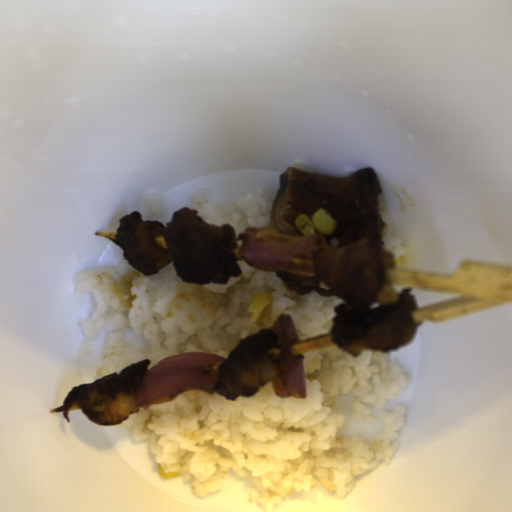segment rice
I'll return each mask as SVG.
<instances>
[{"label": "rice", "mask_w": 512, "mask_h": 512, "mask_svg": "<svg viewBox=\"0 0 512 512\" xmlns=\"http://www.w3.org/2000/svg\"><path fill=\"white\" fill-rule=\"evenodd\" d=\"M236 262L240 275L226 284L184 283L174 261L153 275L136 269L125 256L117 265L83 269L75 275L74 291L90 292L95 309L81 323L77 360L85 359L99 330L105 332V346L98 379L119 375L144 359L150 361L149 371L176 354L211 353L226 360L243 340L271 329L282 314L290 315L300 341L331 336L343 297L298 294L276 270ZM255 289L270 292L272 302L249 325L247 308Z\"/></svg>", "instance_id": "obj_2"}, {"label": "rice", "mask_w": 512, "mask_h": 512, "mask_svg": "<svg viewBox=\"0 0 512 512\" xmlns=\"http://www.w3.org/2000/svg\"><path fill=\"white\" fill-rule=\"evenodd\" d=\"M275 199H268L262 189L241 197L228 206H220L209 196L208 188H200L191 196L189 210L205 222L213 225L230 224L236 239L245 236L247 228L270 227Z\"/></svg>", "instance_id": "obj_3"}, {"label": "rice", "mask_w": 512, "mask_h": 512, "mask_svg": "<svg viewBox=\"0 0 512 512\" xmlns=\"http://www.w3.org/2000/svg\"><path fill=\"white\" fill-rule=\"evenodd\" d=\"M372 309H377L379 307H382L380 306L379 304H377L376 302H372L371 306H370Z\"/></svg>", "instance_id": "obj_6"}, {"label": "rice", "mask_w": 512, "mask_h": 512, "mask_svg": "<svg viewBox=\"0 0 512 512\" xmlns=\"http://www.w3.org/2000/svg\"><path fill=\"white\" fill-rule=\"evenodd\" d=\"M164 201L159 192L148 194L145 199L144 209L150 215H159L162 212Z\"/></svg>", "instance_id": "obj_5"}, {"label": "rice", "mask_w": 512, "mask_h": 512, "mask_svg": "<svg viewBox=\"0 0 512 512\" xmlns=\"http://www.w3.org/2000/svg\"><path fill=\"white\" fill-rule=\"evenodd\" d=\"M301 356L306 399L279 398L272 382L235 399L194 387L173 400L139 407L118 424L133 440L148 439L158 467L191 479L200 499L223 490L228 470L256 487V502L266 512L289 494L317 486L346 499L357 477L392 462L405 407L379 413L382 430L368 442L357 434L338 438L346 416L337 400L349 396L355 419L374 423L368 405L383 408L411 378L388 350L354 356L334 343Z\"/></svg>", "instance_id": "obj_1"}, {"label": "rice", "mask_w": 512, "mask_h": 512, "mask_svg": "<svg viewBox=\"0 0 512 512\" xmlns=\"http://www.w3.org/2000/svg\"><path fill=\"white\" fill-rule=\"evenodd\" d=\"M381 217L388 227V232L380 237V241L383 243V253L391 255L395 261L401 255H406V250L401 246L402 241L398 236H390L392 232L391 219L382 213Z\"/></svg>", "instance_id": "obj_4"}]
</instances>
